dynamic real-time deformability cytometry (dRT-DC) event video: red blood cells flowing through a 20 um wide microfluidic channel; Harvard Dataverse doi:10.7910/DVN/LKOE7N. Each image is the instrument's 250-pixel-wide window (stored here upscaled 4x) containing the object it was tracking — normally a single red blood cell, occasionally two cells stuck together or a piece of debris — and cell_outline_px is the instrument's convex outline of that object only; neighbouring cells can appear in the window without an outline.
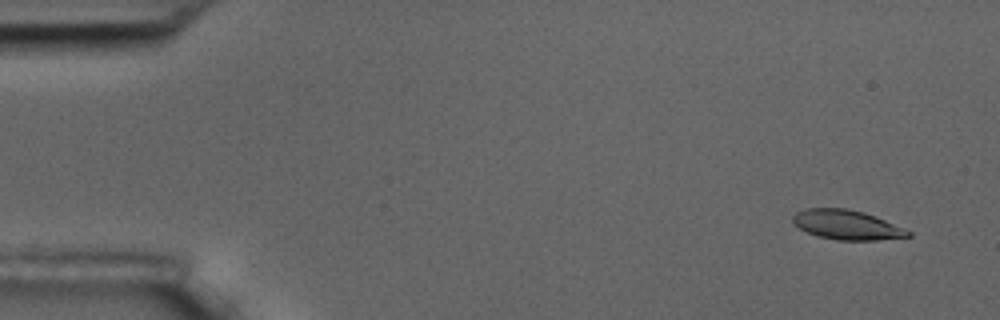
{"species": "common noctule bat (a hibernating species)", "species_latin": "Nyctalus noctula", "temperature_condition": "room temperature", "stored_images_in_passage": 4, "camera_frame_rate_fps": 3000, "um_per_image_px": 0.085, "animal": {"sex": "male", "body_mass_g": 17.5, "forearm_length_mm": 52.3}, "frame": {"image": 1, "passage_image": 1, "time_ms": 0.0, "image_size_px": [1000, 320], "cell_outline_px": [[912, 236], [876, 240], [836, 240], [816, 236], [792, 224], [792, 216], [796, 212], [808, 208], [848, 208], [864, 212], [876, 216], [904, 228], [912, 232]], "centroid_in_image_um": [71.97, 19.11], "position_along_channel_um": 13.0, "area_um2": 20.0}}
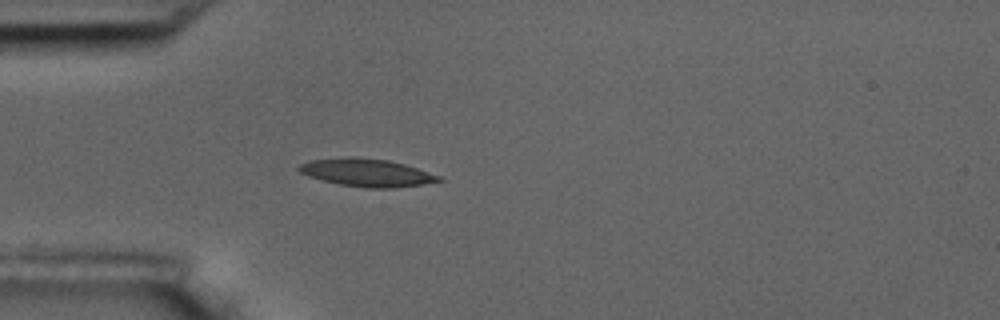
{"frame": {"image": 2, "passage_image": 4, "time_ms": 4.333, "image_size_px": [1000, 320], "cell_outline_px": [[444, 180], [424, 184], [396, 188], [368, 188], [340, 184], [308, 176], [300, 172], [296, 168], [300, 164], [312, 160], [344, 156], [352, 156], [388, 160], [404, 164], [440, 176]], "centroid_in_image_um": [31.17, 14.67], "position_along_channel_um": 53.8, "area_um2": 22.6}}